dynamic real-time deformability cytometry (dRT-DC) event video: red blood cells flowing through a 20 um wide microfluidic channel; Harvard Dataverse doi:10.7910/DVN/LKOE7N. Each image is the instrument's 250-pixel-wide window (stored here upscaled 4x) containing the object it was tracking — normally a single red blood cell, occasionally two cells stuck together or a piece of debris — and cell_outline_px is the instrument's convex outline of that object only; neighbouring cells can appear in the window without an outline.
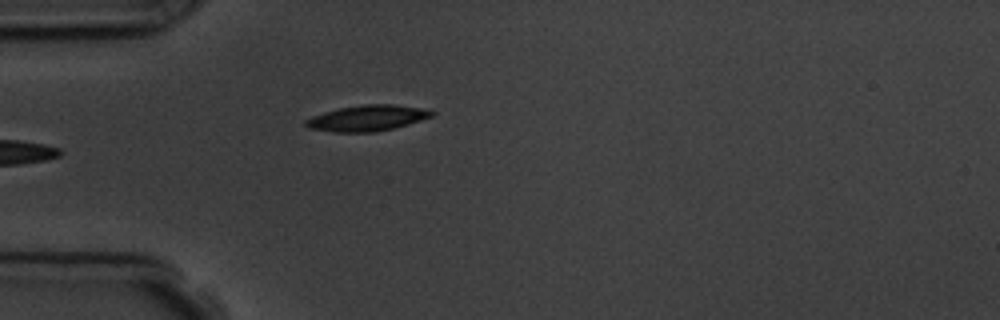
{"species": "common noctule bat (a hibernating species)", "species_latin": "Nyctalus noctula", "temperature_condition": "room temperature", "stored_images_in_passage": 4, "camera_frame_rate_fps": 3000, "um_per_image_px": 0.085, "animal": {"sex": "male", "body_mass_g": 19.5, "forearm_length_mm": 54.6}, "frame": {"image": 1, "passage_image": 4, "time_ms": 3.333, "image_size_px": [1000, 320], "cell_outline_px": [[436, 112], [432, 116], [408, 124], [376, 132], [332, 132], [308, 128], [304, 124], [304, 120], [312, 116], [324, 112], [340, 108], [364, 104], [392, 104], [420, 108]], "centroid_in_image_um": [31.17, 10.04], "position_along_channel_um": 53.8, "area_um2": 18.84}}